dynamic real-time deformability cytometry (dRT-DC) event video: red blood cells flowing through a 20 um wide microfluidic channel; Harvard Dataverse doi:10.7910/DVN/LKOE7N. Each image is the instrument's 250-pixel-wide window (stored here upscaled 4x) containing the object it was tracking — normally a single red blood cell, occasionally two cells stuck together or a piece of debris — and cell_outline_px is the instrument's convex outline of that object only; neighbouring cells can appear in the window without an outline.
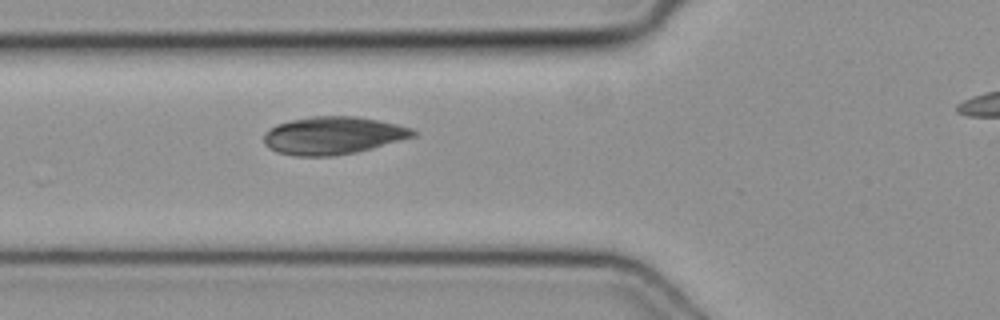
{"species": "common noctule bat (a hibernating species)", "species_latin": "Nyctalus noctula", "temperature_condition": "cold", "stored_images_in_passage": 31, "camera_frame_rate_fps": 3000, "um_per_image_px": 0.085, "animal": {"sex": "female", "body_mass_g": 19.3, "forearm_length_mm": 54.1}, "frame": {"image": 1, "passage_image": 6, "time_ms": 1.667, "image_size_px": [1000, 320], "cell_outline_px": [[416, 136], [372, 148], [356, 152], [332, 156], [296, 156], [276, 152], [268, 148], [264, 144], [264, 136], [276, 124], [292, 120], [312, 116], [356, 116], [396, 124], [412, 128], [416, 132]], "centroid_in_image_um": [28.3, 11.52], "position_along_channel_um": 97.5, "area_um2": 32.6}}
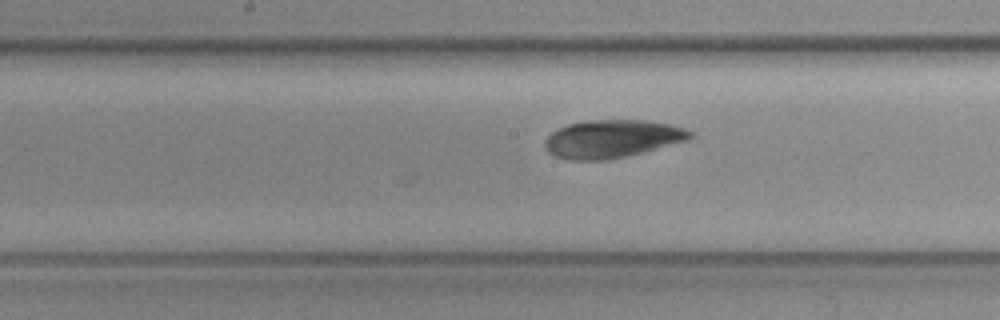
{"frame": {"image": 2, "passage_image": 13, "time_ms": 4.0, "image_size_px": [1000, 320], "cell_outline_px": [[692, 136], [688, 140], [608, 160], [568, 160], [556, 156], [548, 152], [544, 144], [544, 140], [552, 132], [568, 124], [588, 120], [644, 120], [668, 124], [684, 128], [692, 132]], "centroid_in_image_um": [51.99, 11.8], "position_along_channel_um": 196.2, "area_um2": 31.73}}
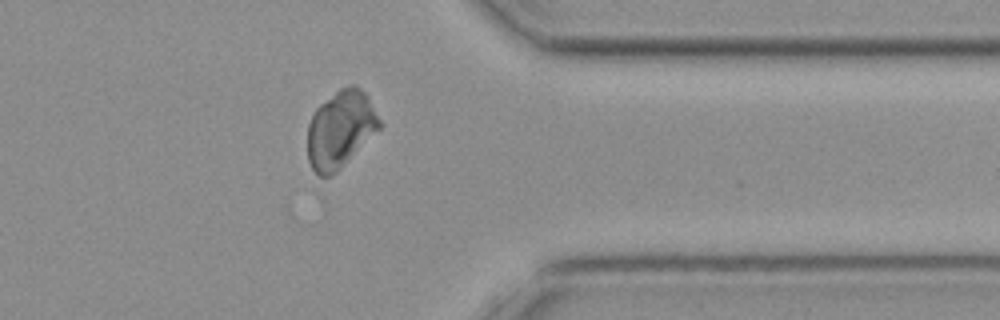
{"frame": {"image": 3, "passage_image": 27, "time_ms": 8.667, "image_size_px": [1000, 320], "cell_outline_px": [[380, 128], [336, 172], [328, 176], [320, 176], [312, 168], [308, 160], [308, 124], [312, 112], [320, 104], [340, 88], [348, 84], [356, 84], [368, 96], [380, 120]], "centroid_in_image_um": [28.92, 10.95], "position_along_channel_um": 382.5, "area_um2": 32.08}}